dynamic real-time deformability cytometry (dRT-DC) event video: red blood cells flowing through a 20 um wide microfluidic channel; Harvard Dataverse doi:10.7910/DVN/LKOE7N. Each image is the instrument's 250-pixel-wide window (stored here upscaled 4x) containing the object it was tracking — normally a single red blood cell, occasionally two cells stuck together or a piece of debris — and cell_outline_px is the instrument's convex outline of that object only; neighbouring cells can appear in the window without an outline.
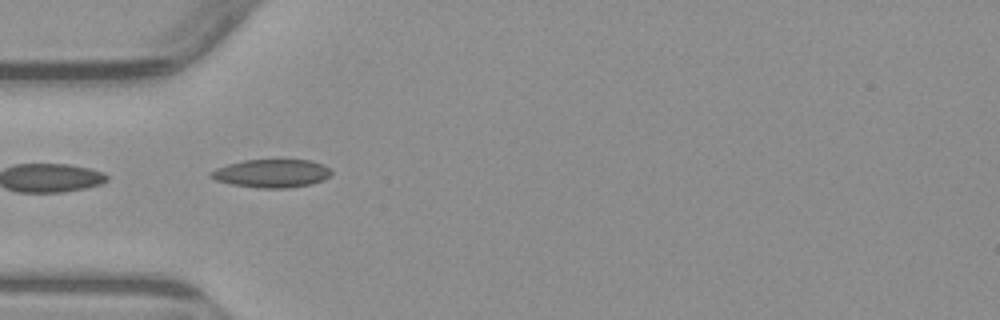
{"species": "common noctule bat (a hibernating species)", "species_latin": "Nyctalus noctula", "temperature_condition": "warm", "stored_images_in_passage": 5, "camera_frame_rate_fps": 3000, "um_per_image_px": 0.085, "animal": {"sex": "male", "body_mass_g": 23.1, "forearm_length_mm": 52.7}, "frame": {"image": 1, "passage_image": 5, "time_ms": 4.667, "image_size_px": [1000, 320], "cell_outline_px": [[332, 172], [324, 180], [312, 184], [288, 188], [264, 188], [232, 184], [216, 180], [208, 176], [208, 172], [216, 168], [228, 164], [244, 160], [312, 160], [332, 168]], "centroid_in_image_um": [23.11, 14.73], "position_along_channel_um": 61.9, "area_um2": 19.88}}